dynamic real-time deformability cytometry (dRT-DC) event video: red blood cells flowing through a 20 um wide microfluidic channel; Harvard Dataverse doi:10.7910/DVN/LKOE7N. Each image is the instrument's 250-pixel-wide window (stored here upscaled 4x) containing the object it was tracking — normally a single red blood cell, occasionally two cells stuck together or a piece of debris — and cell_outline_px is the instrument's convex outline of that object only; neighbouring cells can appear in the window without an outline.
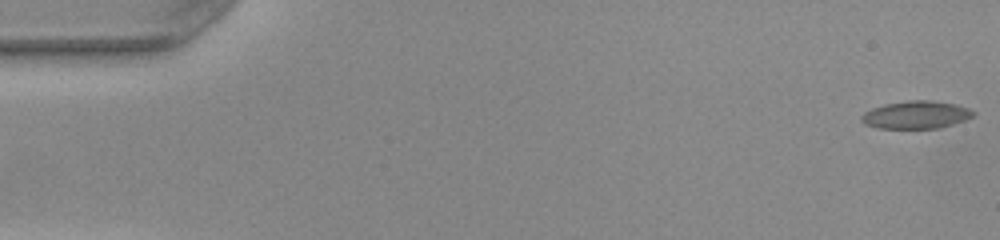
{"species": "common noctule bat (a hibernating species)", "species_latin": "Nyctalus noctula", "temperature_condition": "warm", "stored_images_in_passage": 51, "camera_frame_rate_fps": 3000, "um_per_image_px": 0.085, "animal": {"sex": "female", "body_mass_g": 22.0, "forearm_length_mm": 56.7}, "frame": {"image": 1, "passage_image": 1, "time_ms": 0.0, "image_size_px": [1000, 240], "cell_outline_px": [[976, 112], [972, 116], [964, 120], [952, 124], [936, 128], [880, 128], [864, 124], [860, 120], [860, 116], [864, 112], [872, 108], [884, 104], [908, 100], [928, 100], [952, 104], [968, 108]], "centroid_in_image_um": [77.81, 9.76], "position_along_channel_um": 7.2, "area_um2": 17.86}}
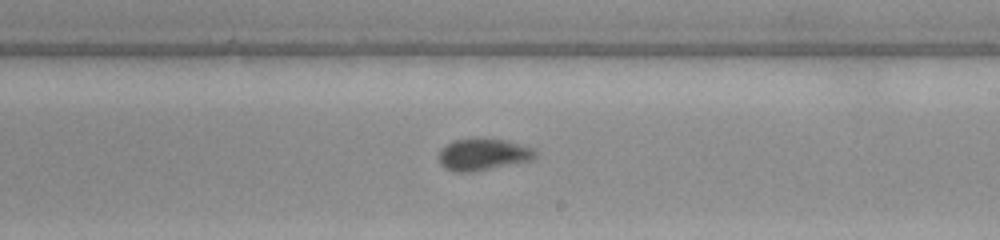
{"frame": {"image": 2, "passage_image": 30, "time_ms": 9.667, "image_size_px": [1000, 240], "cell_outline_px": [[536, 156], [532, 160], [472, 172], [456, 172], [444, 168], [440, 164], [440, 148], [456, 140], [504, 140], [520, 144], [532, 148], [536, 152]], "centroid_in_image_um": [41.06, 13.16], "position_along_channel_um": 247.9, "area_um2": 17.34}}
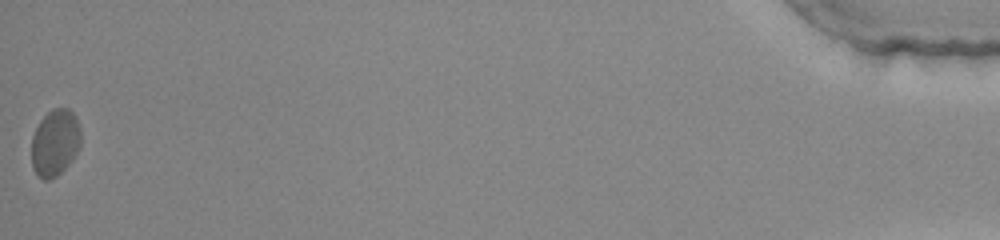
{"frame": {"image": 3, "passage_image": 51, "time_ms": 16.667, "image_size_px": [1000, 240], "cell_outline_px": [[80, 148], [72, 160], [56, 176], [48, 180], [44, 180], [32, 168], [32, 136], [40, 120], [52, 108], [68, 108], [76, 116], [80, 128]], "centroid_in_image_um": [4.69, 12.11], "position_along_channel_um": 430.5, "area_um2": 19.13}, "authors_computed_cell_mechanics": {"area_um2": 17.6868, "velocity_mm_per_s": 4.0329, "shape_relaxation_time_tau1_ms": 4.6607, "shape_relaxation_time_tau2_ms": 0.9147, "deformation_change_tau1": 0.1421, "deformation_change_tau2": 0.0652}}